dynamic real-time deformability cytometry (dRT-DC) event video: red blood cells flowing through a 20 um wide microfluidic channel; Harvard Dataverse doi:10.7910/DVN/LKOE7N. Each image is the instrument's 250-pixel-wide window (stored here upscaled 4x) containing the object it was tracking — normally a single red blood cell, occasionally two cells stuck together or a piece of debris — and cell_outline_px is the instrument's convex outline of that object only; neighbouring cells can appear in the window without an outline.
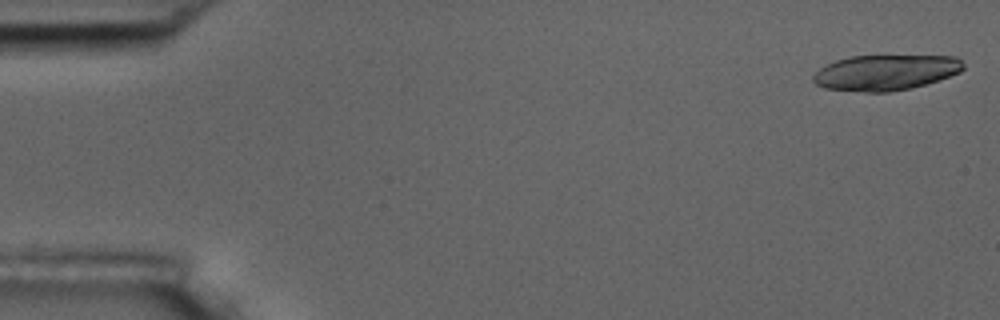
{"species": "common noctule bat (a hibernating species)", "species_latin": "Nyctalus noctula", "temperature_condition": "room temperature", "stored_images_in_passage": 19, "camera_frame_rate_fps": 3000, "um_per_image_px": 0.085, "animal": {"sex": "male", "body_mass_g": 17.5, "forearm_length_mm": 52.3}, "frame": {"image": 1, "passage_image": 1, "time_ms": 0.0, "image_size_px": [1000, 320], "cell_outline_px": [[964, 68], [960, 72], [912, 88], [888, 92], [864, 92], [824, 88], [816, 84], [812, 80], [812, 76], [820, 68], [836, 60], [852, 56], [956, 56], [964, 64]], "centroid_in_image_um": [75.25, 6.16], "position_along_channel_um": 9.7, "area_um2": 30.87}}